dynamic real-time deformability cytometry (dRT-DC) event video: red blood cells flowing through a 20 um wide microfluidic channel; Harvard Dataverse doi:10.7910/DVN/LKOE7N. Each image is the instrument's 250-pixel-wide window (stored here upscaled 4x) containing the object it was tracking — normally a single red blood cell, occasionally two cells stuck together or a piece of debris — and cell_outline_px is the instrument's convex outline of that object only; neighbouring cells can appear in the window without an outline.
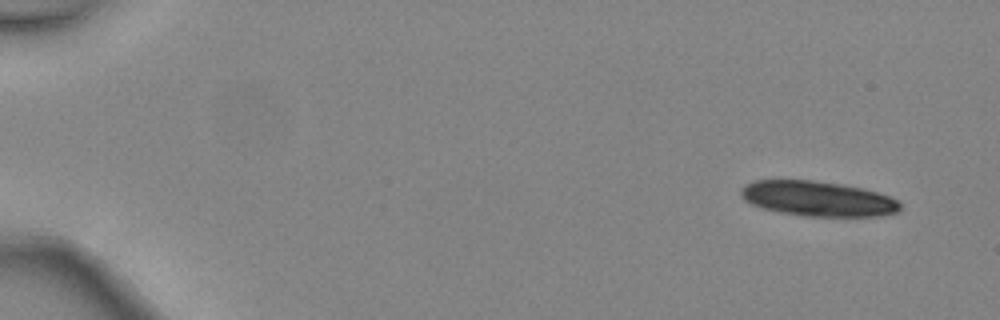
{"species": "common noctule bat (a hibernating species)", "species_latin": "Nyctalus noctula", "temperature_condition": "warm", "stored_images_in_passage": 5, "camera_frame_rate_fps": 3000, "um_per_image_px": 0.085, "animal": {"sex": "female", "body_mass_g": 24.6, "forearm_length_mm": 56.2}, "frame": {"image": 1, "passage_image": 1, "time_ms": 0.0, "image_size_px": [1000, 320], "cell_outline_px": [[900, 212], [880, 216], [808, 216], [780, 212], [764, 208], [752, 204], [744, 200], [740, 196], [740, 188], [744, 184], [752, 180], [812, 180], [844, 184], [864, 188], [900, 200]], "centroid_in_image_um": [69.51, 16.87], "position_along_channel_um": 15.5, "area_um2": 32.77}}
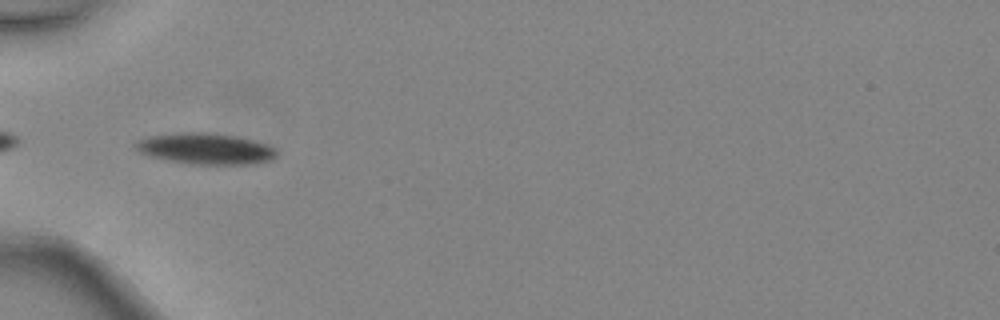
{"frame": {"image": 2, "passage_image": 5, "time_ms": 1.333, "image_size_px": [1000, 320], "cell_outline_px": [[276, 156], [272, 160], [252, 164], [196, 164], [148, 156], [140, 152], [132, 144], [136, 140], [148, 136], [180, 132], [208, 132], [236, 136], [268, 144], [276, 148]], "centroid_in_image_um": [17.47, 12.62], "position_along_channel_um": 67.5, "area_um2": 25.61}}